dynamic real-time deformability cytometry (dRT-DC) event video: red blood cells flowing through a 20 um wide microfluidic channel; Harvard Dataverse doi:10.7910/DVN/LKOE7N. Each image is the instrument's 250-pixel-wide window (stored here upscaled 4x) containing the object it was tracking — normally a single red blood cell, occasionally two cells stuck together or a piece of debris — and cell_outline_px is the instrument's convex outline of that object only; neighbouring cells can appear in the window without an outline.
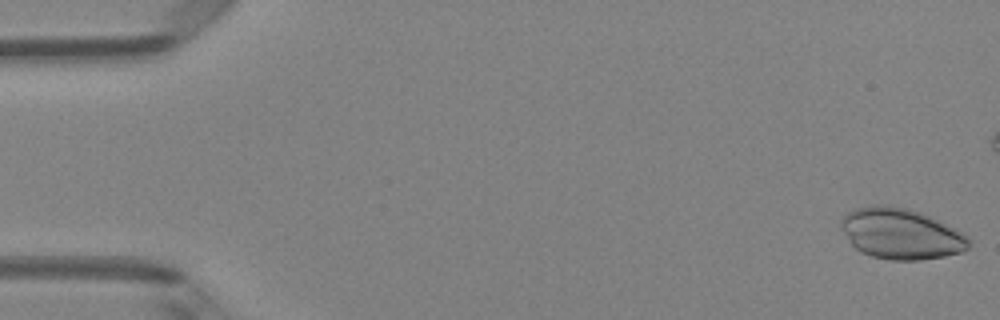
{"species": "Egyptian fruit bat (a non-hibernating species)", "species_latin": "Rousettus aegyptiacus", "temperature_condition": "room temperature", "stored_images_in_passage": 5, "camera_frame_rate_fps": 3000, "um_per_image_px": 0.085, "animal": {"sex": "female"}, "frame": {"image": 1, "passage_image": 1, "time_ms": 0.0, "image_size_px": [1000, 320], "cell_outline_px": [[972, 240], [968, 248], [960, 252], [944, 256], [920, 260], [892, 260], [872, 256], [860, 252], [852, 244], [840, 228], [840, 220], [848, 212], [856, 208], [872, 204], [888, 204], [908, 208], [920, 212], [956, 228], [968, 236]], "centroid_in_image_um": [76.58, 19.85], "position_along_channel_um": 8.4, "area_um2": 38.09}}